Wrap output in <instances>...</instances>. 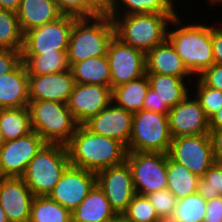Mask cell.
Here are the masks:
<instances>
[{
	"label": "cell",
	"mask_w": 222,
	"mask_h": 222,
	"mask_svg": "<svg viewBox=\"0 0 222 222\" xmlns=\"http://www.w3.org/2000/svg\"><path fill=\"white\" fill-rule=\"evenodd\" d=\"M66 147L71 166L95 173L124 163L127 156L123 143L95 134L84 125H78Z\"/></svg>",
	"instance_id": "cell-1"
},
{
	"label": "cell",
	"mask_w": 222,
	"mask_h": 222,
	"mask_svg": "<svg viewBox=\"0 0 222 222\" xmlns=\"http://www.w3.org/2000/svg\"><path fill=\"white\" fill-rule=\"evenodd\" d=\"M122 15H109L114 22L115 36L123 43L139 49L145 54L167 39L168 23L179 26L178 24L181 22L177 14L124 15L122 13Z\"/></svg>",
	"instance_id": "cell-2"
},
{
	"label": "cell",
	"mask_w": 222,
	"mask_h": 222,
	"mask_svg": "<svg viewBox=\"0 0 222 222\" xmlns=\"http://www.w3.org/2000/svg\"><path fill=\"white\" fill-rule=\"evenodd\" d=\"M114 36L115 26L109 15L77 18L70 33L67 49L69 67L91 57L106 55Z\"/></svg>",
	"instance_id": "cell-3"
},
{
	"label": "cell",
	"mask_w": 222,
	"mask_h": 222,
	"mask_svg": "<svg viewBox=\"0 0 222 222\" xmlns=\"http://www.w3.org/2000/svg\"><path fill=\"white\" fill-rule=\"evenodd\" d=\"M32 131L45 143L67 145L76 132V122L68 105L54 101H29Z\"/></svg>",
	"instance_id": "cell-4"
},
{
	"label": "cell",
	"mask_w": 222,
	"mask_h": 222,
	"mask_svg": "<svg viewBox=\"0 0 222 222\" xmlns=\"http://www.w3.org/2000/svg\"><path fill=\"white\" fill-rule=\"evenodd\" d=\"M70 165L67 147L45 143L21 177L34 196H48Z\"/></svg>",
	"instance_id": "cell-5"
},
{
	"label": "cell",
	"mask_w": 222,
	"mask_h": 222,
	"mask_svg": "<svg viewBox=\"0 0 222 222\" xmlns=\"http://www.w3.org/2000/svg\"><path fill=\"white\" fill-rule=\"evenodd\" d=\"M167 40L181 56L191 74L198 76L214 64L211 26L186 25L167 31Z\"/></svg>",
	"instance_id": "cell-6"
},
{
	"label": "cell",
	"mask_w": 222,
	"mask_h": 222,
	"mask_svg": "<svg viewBox=\"0 0 222 222\" xmlns=\"http://www.w3.org/2000/svg\"><path fill=\"white\" fill-rule=\"evenodd\" d=\"M171 140L167 114L143 109L133 114L127 151L168 154Z\"/></svg>",
	"instance_id": "cell-7"
},
{
	"label": "cell",
	"mask_w": 222,
	"mask_h": 222,
	"mask_svg": "<svg viewBox=\"0 0 222 222\" xmlns=\"http://www.w3.org/2000/svg\"><path fill=\"white\" fill-rule=\"evenodd\" d=\"M135 192L148 195L167 188V154L127 151Z\"/></svg>",
	"instance_id": "cell-8"
},
{
	"label": "cell",
	"mask_w": 222,
	"mask_h": 222,
	"mask_svg": "<svg viewBox=\"0 0 222 222\" xmlns=\"http://www.w3.org/2000/svg\"><path fill=\"white\" fill-rule=\"evenodd\" d=\"M77 17L62 15L57 20L24 33L21 55L67 52L70 33Z\"/></svg>",
	"instance_id": "cell-9"
},
{
	"label": "cell",
	"mask_w": 222,
	"mask_h": 222,
	"mask_svg": "<svg viewBox=\"0 0 222 222\" xmlns=\"http://www.w3.org/2000/svg\"><path fill=\"white\" fill-rule=\"evenodd\" d=\"M168 156L199 177L215 163L209 134L172 138Z\"/></svg>",
	"instance_id": "cell-10"
},
{
	"label": "cell",
	"mask_w": 222,
	"mask_h": 222,
	"mask_svg": "<svg viewBox=\"0 0 222 222\" xmlns=\"http://www.w3.org/2000/svg\"><path fill=\"white\" fill-rule=\"evenodd\" d=\"M106 56L111 89L146 74L145 53L123 43L116 36L110 41Z\"/></svg>",
	"instance_id": "cell-11"
},
{
	"label": "cell",
	"mask_w": 222,
	"mask_h": 222,
	"mask_svg": "<svg viewBox=\"0 0 222 222\" xmlns=\"http://www.w3.org/2000/svg\"><path fill=\"white\" fill-rule=\"evenodd\" d=\"M96 184L105 193L116 214H122L136 194L127 161L96 172Z\"/></svg>",
	"instance_id": "cell-12"
},
{
	"label": "cell",
	"mask_w": 222,
	"mask_h": 222,
	"mask_svg": "<svg viewBox=\"0 0 222 222\" xmlns=\"http://www.w3.org/2000/svg\"><path fill=\"white\" fill-rule=\"evenodd\" d=\"M95 185V172L69 165L48 196L72 212Z\"/></svg>",
	"instance_id": "cell-13"
},
{
	"label": "cell",
	"mask_w": 222,
	"mask_h": 222,
	"mask_svg": "<svg viewBox=\"0 0 222 222\" xmlns=\"http://www.w3.org/2000/svg\"><path fill=\"white\" fill-rule=\"evenodd\" d=\"M44 144L35 131L5 142L0 148V177H22L27 165Z\"/></svg>",
	"instance_id": "cell-14"
},
{
	"label": "cell",
	"mask_w": 222,
	"mask_h": 222,
	"mask_svg": "<svg viewBox=\"0 0 222 222\" xmlns=\"http://www.w3.org/2000/svg\"><path fill=\"white\" fill-rule=\"evenodd\" d=\"M111 102V87L75 83L67 105L76 122L83 125Z\"/></svg>",
	"instance_id": "cell-15"
},
{
	"label": "cell",
	"mask_w": 222,
	"mask_h": 222,
	"mask_svg": "<svg viewBox=\"0 0 222 222\" xmlns=\"http://www.w3.org/2000/svg\"><path fill=\"white\" fill-rule=\"evenodd\" d=\"M189 94L168 112L169 132L172 138L209 134V119L199 101Z\"/></svg>",
	"instance_id": "cell-16"
},
{
	"label": "cell",
	"mask_w": 222,
	"mask_h": 222,
	"mask_svg": "<svg viewBox=\"0 0 222 222\" xmlns=\"http://www.w3.org/2000/svg\"><path fill=\"white\" fill-rule=\"evenodd\" d=\"M133 114L112 102L83 125L91 132L128 146L132 132Z\"/></svg>",
	"instance_id": "cell-17"
},
{
	"label": "cell",
	"mask_w": 222,
	"mask_h": 222,
	"mask_svg": "<svg viewBox=\"0 0 222 222\" xmlns=\"http://www.w3.org/2000/svg\"><path fill=\"white\" fill-rule=\"evenodd\" d=\"M34 197L21 177H0V205L9 222H29Z\"/></svg>",
	"instance_id": "cell-18"
},
{
	"label": "cell",
	"mask_w": 222,
	"mask_h": 222,
	"mask_svg": "<svg viewBox=\"0 0 222 222\" xmlns=\"http://www.w3.org/2000/svg\"><path fill=\"white\" fill-rule=\"evenodd\" d=\"M74 84L71 69L59 73L29 75V100L67 104Z\"/></svg>",
	"instance_id": "cell-19"
},
{
	"label": "cell",
	"mask_w": 222,
	"mask_h": 222,
	"mask_svg": "<svg viewBox=\"0 0 222 222\" xmlns=\"http://www.w3.org/2000/svg\"><path fill=\"white\" fill-rule=\"evenodd\" d=\"M29 75L22 61L14 70L0 76V109L21 108L29 104Z\"/></svg>",
	"instance_id": "cell-20"
},
{
	"label": "cell",
	"mask_w": 222,
	"mask_h": 222,
	"mask_svg": "<svg viewBox=\"0 0 222 222\" xmlns=\"http://www.w3.org/2000/svg\"><path fill=\"white\" fill-rule=\"evenodd\" d=\"M146 73L186 78L192 75L181 56L166 39L145 54Z\"/></svg>",
	"instance_id": "cell-21"
},
{
	"label": "cell",
	"mask_w": 222,
	"mask_h": 222,
	"mask_svg": "<svg viewBox=\"0 0 222 222\" xmlns=\"http://www.w3.org/2000/svg\"><path fill=\"white\" fill-rule=\"evenodd\" d=\"M62 15L55 0H21L17 12L23 34L33 28L53 22Z\"/></svg>",
	"instance_id": "cell-22"
},
{
	"label": "cell",
	"mask_w": 222,
	"mask_h": 222,
	"mask_svg": "<svg viewBox=\"0 0 222 222\" xmlns=\"http://www.w3.org/2000/svg\"><path fill=\"white\" fill-rule=\"evenodd\" d=\"M150 88L156 92L159 99L160 113L167 114L171 108L182 101L188 94L185 78L155 73H146Z\"/></svg>",
	"instance_id": "cell-23"
},
{
	"label": "cell",
	"mask_w": 222,
	"mask_h": 222,
	"mask_svg": "<svg viewBox=\"0 0 222 222\" xmlns=\"http://www.w3.org/2000/svg\"><path fill=\"white\" fill-rule=\"evenodd\" d=\"M116 215L105 193L96 184L79 206L71 212L72 222H106Z\"/></svg>",
	"instance_id": "cell-24"
},
{
	"label": "cell",
	"mask_w": 222,
	"mask_h": 222,
	"mask_svg": "<svg viewBox=\"0 0 222 222\" xmlns=\"http://www.w3.org/2000/svg\"><path fill=\"white\" fill-rule=\"evenodd\" d=\"M150 87L147 74L112 89V103L135 114L143 109V101Z\"/></svg>",
	"instance_id": "cell-25"
},
{
	"label": "cell",
	"mask_w": 222,
	"mask_h": 222,
	"mask_svg": "<svg viewBox=\"0 0 222 222\" xmlns=\"http://www.w3.org/2000/svg\"><path fill=\"white\" fill-rule=\"evenodd\" d=\"M74 82L110 87V67L107 56L91 57L70 67Z\"/></svg>",
	"instance_id": "cell-26"
},
{
	"label": "cell",
	"mask_w": 222,
	"mask_h": 222,
	"mask_svg": "<svg viewBox=\"0 0 222 222\" xmlns=\"http://www.w3.org/2000/svg\"><path fill=\"white\" fill-rule=\"evenodd\" d=\"M199 176L173 161L167 154V188L177 198L196 193Z\"/></svg>",
	"instance_id": "cell-27"
},
{
	"label": "cell",
	"mask_w": 222,
	"mask_h": 222,
	"mask_svg": "<svg viewBox=\"0 0 222 222\" xmlns=\"http://www.w3.org/2000/svg\"><path fill=\"white\" fill-rule=\"evenodd\" d=\"M0 128L5 142L15 140L32 132L28 106L0 109Z\"/></svg>",
	"instance_id": "cell-28"
},
{
	"label": "cell",
	"mask_w": 222,
	"mask_h": 222,
	"mask_svg": "<svg viewBox=\"0 0 222 222\" xmlns=\"http://www.w3.org/2000/svg\"><path fill=\"white\" fill-rule=\"evenodd\" d=\"M28 75H44L65 72L70 69L67 52L21 55Z\"/></svg>",
	"instance_id": "cell-29"
},
{
	"label": "cell",
	"mask_w": 222,
	"mask_h": 222,
	"mask_svg": "<svg viewBox=\"0 0 222 222\" xmlns=\"http://www.w3.org/2000/svg\"><path fill=\"white\" fill-rule=\"evenodd\" d=\"M29 222H72L71 212L49 196H35Z\"/></svg>",
	"instance_id": "cell-30"
},
{
	"label": "cell",
	"mask_w": 222,
	"mask_h": 222,
	"mask_svg": "<svg viewBox=\"0 0 222 222\" xmlns=\"http://www.w3.org/2000/svg\"><path fill=\"white\" fill-rule=\"evenodd\" d=\"M206 205L207 200L198 192L180 198L168 222H203Z\"/></svg>",
	"instance_id": "cell-31"
},
{
	"label": "cell",
	"mask_w": 222,
	"mask_h": 222,
	"mask_svg": "<svg viewBox=\"0 0 222 222\" xmlns=\"http://www.w3.org/2000/svg\"><path fill=\"white\" fill-rule=\"evenodd\" d=\"M119 1V0H118ZM117 0L113 1L112 8L108 15H120L117 9L126 7L125 15L140 14V13H159V14H177L174 9L173 0ZM118 11V12H117Z\"/></svg>",
	"instance_id": "cell-32"
},
{
	"label": "cell",
	"mask_w": 222,
	"mask_h": 222,
	"mask_svg": "<svg viewBox=\"0 0 222 222\" xmlns=\"http://www.w3.org/2000/svg\"><path fill=\"white\" fill-rule=\"evenodd\" d=\"M23 36L17 13L0 9V48L21 52Z\"/></svg>",
	"instance_id": "cell-33"
},
{
	"label": "cell",
	"mask_w": 222,
	"mask_h": 222,
	"mask_svg": "<svg viewBox=\"0 0 222 222\" xmlns=\"http://www.w3.org/2000/svg\"><path fill=\"white\" fill-rule=\"evenodd\" d=\"M122 214L130 222H162L147 196L137 193Z\"/></svg>",
	"instance_id": "cell-34"
},
{
	"label": "cell",
	"mask_w": 222,
	"mask_h": 222,
	"mask_svg": "<svg viewBox=\"0 0 222 222\" xmlns=\"http://www.w3.org/2000/svg\"><path fill=\"white\" fill-rule=\"evenodd\" d=\"M197 192L207 201L222 196V164L214 163L199 178Z\"/></svg>",
	"instance_id": "cell-35"
},
{
	"label": "cell",
	"mask_w": 222,
	"mask_h": 222,
	"mask_svg": "<svg viewBox=\"0 0 222 222\" xmlns=\"http://www.w3.org/2000/svg\"><path fill=\"white\" fill-rule=\"evenodd\" d=\"M162 222H167L173 215L178 199L168 189H162L146 195Z\"/></svg>",
	"instance_id": "cell-36"
},
{
	"label": "cell",
	"mask_w": 222,
	"mask_h": 222,
	"mask_svg": "<svg viewBox=\"0 0 222 222\" xmlns=\"http://www.w3.org/2000/svg\"><path fill=\"white\" fill-rule=\"evenodd\" d=\"M196 85L195 96L206 117L210 119L222 107V92L206 86L199 78Z\"/></svg>",
	"instance_id": "cell-37"
},
{
	"label": "cell",
	"mask_w": 222,
	"mask_h": 222,
	"mask_svg": "<svg viewBox=\"0 0 222 222\" xmlns=\"http://www.w3.org/2000/svg\"><path fill=\"white\" fill-rule=\"evenodd\" d=\"M63 15L90 18L99 15L85 0H55Z\"/></svg>",
	"instance_id": "cell-38"
},
{
	"label": "cell",
	"mask_w": 222,
	"mask_h": 222,
	"mask_svg": "<svg viewBox=\"0 0 222 222\" xmlns=\"http://www.w3.org/2000/svg\"><path fill=\"white\" fill-rule=\"evenodd\" d=\"M22 62L20 51L0 48V76L14 70Z\"/></svg>",
	"instance_id": "cell-39"
},
{
	"label": "cell",
	"mask_w": 222,
	"mask_h": 222,
	"mask_svg": "<svg viewBox=\"0 0 222 222\" xmlns=\"http://www.w3.org/2000/svg\"><path fill=\"white\" fill-rule=\"evenodd\" d=\"M198 78L208 87L222 92V65L213 64L205 69Z\"/></svg>",
	"instance_id": "cell-40"
},
{
	"label": "cell",
	"mask_w": 222,
	"mask_h": 222,
	"mask_svg": "<svg viewBox=\"0 0 222 222\" xmlns=\"http://www.w3.org/2000/svg\"><path fill=\"white\" fill-rule=\"evenodd\" d=\"M203 222H222V196L207 201Z\"/></svg>",
	"instance_id": "cell-41"
},
{
	"label": "cell",
	"mask_w": 222,
	"mask_h": 222,
	"mask_svg": "<svg viewBox=\"0 0 222 222\" xmlns=\"http://www.w3.org/2000/svg\"><path fill=\"white\" fill-rule=\"evenodd\" d=\"M211 40L214 64L222 65V27L211 25Z\"/></svg>",
	"instance_id": "cell-42"
},
{
	"label": "cell",
	"mask_w": 222,
	"mask_h": 222,
	"mask_svg": "<svg viewBox=\"0 0 222 222\" xmlns=\"http://www.w3.org/2000/svg\"><path fill=\"white\" fill-rule=\"evenodd\" d=\"M209 136L212 143L215 163L222 164V128L210 129Z\"/></svg>",
	"instance_id": "cell-43"
},
{
	"label": "cell",
	"mask_w": 222,
	"mask_h": 222,
	"mask_svg": "<svg viewBox=\"0 0 222 222\" xmlns=\"http://www.w3.org/2000/svg\"><path fill=\"white\" fill-rule=\"evenodd\" d=\"M143 110L160 113L159 99L156 92L149 87L143 101Z\"/></svg>",
	"instance_id": "cell-44"
},
{
	"label": "cell",
	"mask_w": 222,
	"mask_h": 222,
	"mask_svg": "<svg viewBox=\"0 0 222 222\" xmlns=\"http://www.w3.org/2000/svg\"><path fill=\"white\" fill-rule=\"evenodd\" d=\"M99 15H108L114 0H85Z\"/></svg>",
	"instance_id": "cell-45"
},
{
	"label": "cell",
	"mask_w": 222,
	"mask_h": 222,
	"mask_svg": "<svg viewBox=\"0 0 222 222\" xmlns=\"http://www.w3.org/2000/svg\"><path fill=\"white\" fill-rule=\"evenodd\" d=\"M21 0H0V9L9 10L17 13Z\"/></svg>",
	"instance_id": "cell-46"
},
{
	"label": "cell",
	"mask_w": 222,
	"mask_h": 222,
	"mask_svg": "<svg viewBox=\"0 0 222 222\" xmlns=\"http://www.w3.org/2000/svg\"><path fill=\"white\" fill-rule=\"evenodd\" d=\"M222 128V107L209 119V129Z\"/></svg>",
	"instance_id": "cell-47"
},
{
	"label": "cell",
	"mask_w": 222,
	"mask_h": 222,
	"mask_svg": "<svg viewBox=\"0 0 222 222\" xmlns=\"http://www.w3.org/2000/svg\"><path fill=\"white\" fill-rule=\"evenodd\" d=\"M106 222H130L123 214H116Z\"/></svg>",
	"instance_id": "cell-48"
},
{
	"label": "cell",
	"mask_w": 222,
	"mask_h": 222,
	"mask_svg": "<svg viewBox=\"0 0 222 222\" xmlns=\"http://www.w3.org/2000/svg\"><path fill=\"white\" fill-rule=\"evenodd\" d=\"M0 222H9L6 213L3 211L2 206L0 205Z\"/></svg>",
	"instance_id": "cell-49"
},
{
	"label": "cell",
	"mask_w": 222,
	"mask_h": 222,
	"mask_svg": "<svg viewBox=\"0 0 222 222\" xmlns=\"http://www.w3.org/2000/svg\"><path fill=\"white\" fill-rule=\"evenodd\" d=\"M5 144V139H4V136H3V132L0 128V148Z\"/></svg>",
	"instance_id": "cell-50"
},
{
	"label": "cell",
	"mask_w": 222,
	"mask_h": 222,
	"mask_svg": "<svg viewBox=\"0 0 222 222\" xmlns=\"http://www.w3.org/2000/svg\"><path fill=\"white\" fill-rule=\"evenodd\" d=\"M210 2H212L213 4H215L216 5V2L217 3H222V0H209Z\"/></svg>",
	"instance_id": "cell-51"
}]
</instances>
